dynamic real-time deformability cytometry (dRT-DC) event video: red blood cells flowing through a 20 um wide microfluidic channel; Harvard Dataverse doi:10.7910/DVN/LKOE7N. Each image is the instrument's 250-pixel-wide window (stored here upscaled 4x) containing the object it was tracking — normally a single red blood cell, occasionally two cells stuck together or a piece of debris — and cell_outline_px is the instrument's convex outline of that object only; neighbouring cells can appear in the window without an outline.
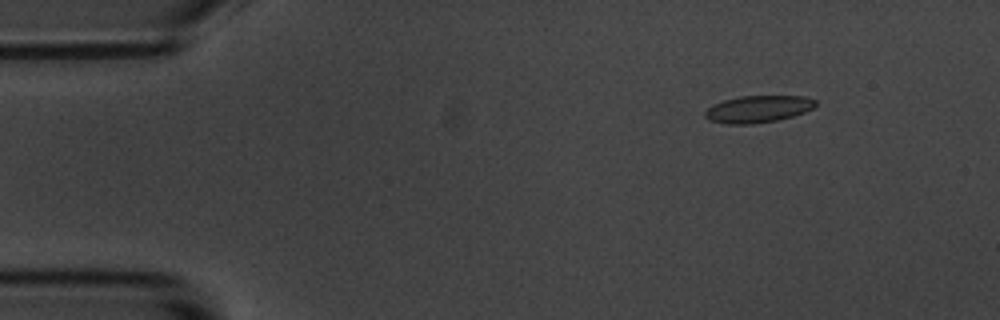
{"species": "common noctule bat (a hibernating species)", "species_latin": "Nyctalus noctula", "temperature_condition": "room temperature", "stored_images_in_passage": 4, "camera_frame_rate_fps": 3000, "um_per_image_px": 0.085, "animal": {"sex": "male", "body_mass_g": 20.1, "forearm_length_mm": 53.5}, "frame": {"image": 1, "passage_image": 2, "time_ms": 1.333, "image_size_px": [1000, 320], "cell_outline_px": [[816, 104], [812, 108], [804, 112], [792, 116], [776, 120], [752, 124], [728, 124], [708, 120], [704, 116], [704, 112], [712, 104], [724, 100], [740, 96], [804, 96], [816, 100]], "centroid_in_image_um": [64.4, 9.27], "position_along_channel_um": 20.6, "area_um2": 17.34}}